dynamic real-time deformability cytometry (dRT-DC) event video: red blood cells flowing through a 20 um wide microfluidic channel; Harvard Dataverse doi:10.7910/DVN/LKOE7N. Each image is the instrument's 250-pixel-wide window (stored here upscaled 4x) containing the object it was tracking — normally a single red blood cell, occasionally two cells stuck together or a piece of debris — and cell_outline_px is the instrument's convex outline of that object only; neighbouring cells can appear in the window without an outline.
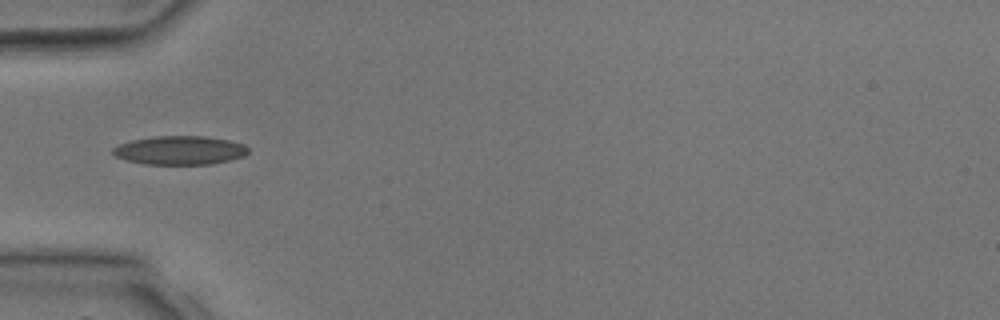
{"species": "common noctule bat (a hibernating species)", "species_latin": "Nyctalus noctula", "temperature_condition": "room temperature", "stored_images_in_passage": 3, "camera_frame_rate_fps": 3000, "um_per_image_px": 0.085, "animal": {"sex": "male", "body_mass_g": 17.9, "forearm_length_mm": 54.2}, "frame": {"image": 1, "passage_image": 3, "time_ms": 2.333, "image_size_px": [1000, 320], "cell_outline_px": [[248, 152], [244, 156], [212, 164], [144, 164], [128, 160], [116, 156], [112, 152], [112, 148], [120, 144], [132, 140], [156, 136], [204, 136], [228, 140], [244, 144], [248, 148]], "centroid_in_image_um": [15.3, 12.77], "position_along_channel_um": 69.7, "area_um2": 22.48}}